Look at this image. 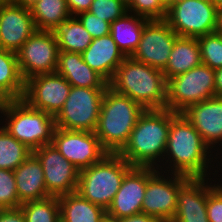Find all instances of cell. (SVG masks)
Returning <instances> with one entry per match:
<instances>
[{"label": "cell", "mask_w": 222, "mask_h": 222, "mask_svg": "<svg viewBox=\"0 0 222 222\" xmlns=\"http://www.w3.org/2000/svg\"><path fill=\"white\" fill-rule=\"evenodd\" d=\"M210 147L182 113L171 111V122L164 159H170L171 174L205 178L211 164ZM209 149V150H208ZM208 150V151H207ZM166 156V157H165ZM172 158V159H171ZM173 162V164H171Z\"/></svg>", "instance_id": "obj_1"}, {"label": "cell", "mask_w": 222, "mask_h": 222, "mask_svg": "<svg viewBox=\"0 0 222 222\" xmlns=\"http://www.w3.org/2000/svg\"><path fill=\"white\" fill-rule=\"evenodd\" d=\"M170 122L171 110L145 109L138 117L129 141L118 154L133 167L157 166L160 170L155 161L164 159Z\"/></svg>", "instance_id": "obj_2"}, {"label": "cell", "mask_w": 222, "mask_h": 222, "mask_svg": "<svg viewBox=\"0 0 222 222\" xmlns=\"http://www.w3.org/2000/svg\"><path fill=\"white\" fill-rule=\"evenodd\" d=\"M108 86L144 109L166 108L167 80L163 71L132 57H126L117 67Z\"/></svg>", "instance_id": "obj_3"}, {"label": "cell", "mask_w": 222, "mask_h": 222, "mask_svg": "<svg viewBox=\"0 0 222 222\" xmlns=\"http://www.w3.org/2000/svg\"><path fill=\"white\" fill-rule=\"evenodd\" d=\"M144 110L128 96L109 86L106 88L95 134L108 153H119L123 149Z\"/></svg>", "instance_id": "obj_4"}, {"label": "cell", "mask_w": 222, "mask_h": 222, "mask_svg": "<svg viewBox=\"0 0 222 222\" xmlns=\"http://www.w3.org/2000/svg\"><path fill=\"white\" fill-rule=\"evenodd\" d=\"M132 168L118 153H108L99 162L79 171L77 192L107 210Z\"/></svg>", "instance_id": "obj_5"}, {"label": "cell", "mask_w": 222, "mask_h": 222, "mask_svg": "<svg viewBox=\"0 0 222 222\" xmlns=\"http://www.w3.org/2000/svg\"><path fill=\"white\" fill-rule=\"evenodd\" d=\"M0 113L7 118L2 127L32 151L52 143L55 116L31 107L24 99L11 100Z\"/></svg>", "instance_id": "obj_6"}, {"label": "cell", "mask_w": 222, "mask_h": 222, "mask_svg": "<svg viewBox=\"0 0 222 222\" xmlns=\"http://www.w3.org/2000/svg\"><path fill=\"white\" fill-rule=\"evenodd\" d=\"M215 97V70L201 64L167 80L166 109L182 113L191 105Z\"/></svg>", "instance_id": "obj_7"}, {"label": "cell", "mask_w": 222, "mask_h": 222, "mask_svg": "<svg viewBox=\"0 0 222 222\" xmlns=\"http://www.w3.org/2000/svg\"><path fill=\"white\" fill-rule=\"evenodd\" d=\"M105 90L71 86L63 108L55 116L56 128L95 132Z\"/></svg>", "instance_id": "obj_8"}, {"label": "cell", "mask_w": 222, "mask_h": 222, "mask_svg": "<svg viewBox=\"0 0 222 222\" xmlns=\"http://www.w3.org/2000/svg\"><path fill=\"white\" fill-rule=\"evenodd\" d=\"M217 11L213 2L182 0L167 9L164 20L178 36L198 38L215 32Z\"/></svg>", "instance_id": "obj_9"}, {"label": "cell", "mask_w": 222, "mask_h": 222, "mask_svg": "<svg viewBox=\"0 0 222 222\" xmlns=\"http://www.w3.org/2000/svg\"><path fill=\"white\" fill-rule=\"evenodd\" d=\"M59 52L54 32L36 30L16 52L23 79L56 72Z\"/></svg>", "instance_id": "obj_10"}, {"label": "cell", "mask_w": 222, "mask_h": 222, "mask_svg": "<svg viewBox=\"0 0 222 222\" xmlns=\"http://www.w3.org/2000/svg\"><path fill=\"white\" fill-rule=\"evenodd\" d=\"M169 178L148 167L142 213L155 217L159 222H171L177 209L178 190L189 179L179 174H172Z\"/></svg>", "instance_id": "obj_11"}, {"label": "cell", "mask_w": 222, "mask_h": 222, "mask_svg": "<svg viewBox=\"0 0 222 222\" xmlns=\"http://www.w3.org/2000/svg\"><path fill=\"white\" fill-rule=\"evenodd\" d=\"M51 144L79 171L99 162L108 154L95 132L56 128Z\"/></svg>", "instance_id": "obj_12"}, {"label": "cell", "mask_w": 222, "mask_h": 222, "mask_svg": "<svg viewBox=\"0 0 222 222\" xmlns=\"http://www.w3.org/2000/svg\"><path fill=\"white\" fill-rule=\"evenodd\" d=\"M32 153L40 161L50 196L60 197L77 192L79 170L52 144L41 146Z\"/></svg>", "instance_id": "obj_13"}, {"label": "cell", "mask_w": 222, "mask_h": 222, "mask_svg": "<svg viewBox=\"0 0 222 222\" xmlns=\"http://www.w3.org/2000/svg\"><path fill=\"white\" fill-rule=\"evenodd\" d=\"M71 84L57 72L35 75L25 81L24 99L31 107L56 116L63 108Z\"/></svg>", "instance_id": "obj_14"}, {"label": "cell", "mask_w": 222, "mask_h": 222, "mask_svg": "<svg viewBox=\"0 0 222 222\" xmlns=\"http://www.w3.org/2000/svg\"><path fill=\"white\" fill-rule=\"evenodd\" d=\"M177 37L178 35L164 19L149 20L131 57L163 71Z\"/></svg>", "instance_id": "obj_15"}, {"label": "cell", "mask_w": 222, "mask_h": 222, "mask_svg": "<svg viewBox=\"0 0 222 222\" xmlns=\"http://www.w3.org/2000/svg\"><path fill=\"white\" fill-rule=\"evenodd\" d=\"M148 182V167H133L106 210L107 218L117 220L142 212Z\"/></svg>", "instance_id": "obj_16"}, {"label": "cell", "mask_w": 222, "mask_h": 222, "mask_svg": "<svg viewBox=\"0 0 222 222\" xmlns=\"http://www.w3.org/2000/svg\"><path fill=\"white\" fill-rule=\"evenodd\" d=\"M36 30L29 8L13 2L0 5V48L16 53Z\"/></svg>", "instance_id": "obj_17"}, {"label": "cell", "mask_w": 222, "mask_h": 222, "mask_svg": "<svg viewBox=\"0 0 222 222\" xmlns=\"http://www.w3.org/2000/svg\"><path fill=\"white\" fill-rule=\"evenodd\" d=\"M182 114L210 149L219 142L222 144V97L215 96L191 105Z\"/></svg>", "instance_id": "obj_18"}, {"label": "cell", "mask_w": 222, "mask_h": 222, "mask_svg": "<svg viewBox=\"0 0 222 222\" xmlns=\"http://www.w3.org/2000/svg\"><path fill=\"white\" fill-rule=\"evenodd\" d=\"M206 178H189L178 190L171 222H209Z\"/></svg>", "instance_id": "obj_19"}, {"label": "cell", "mask_w": 222, "mask_h": 222, "mask_svg": "<svg viewBox=\"0 0 222 222\" xmlns=\"http://www.w3.org/2000/svg\"><path fill=\"white\" fill-rule=\"evenodd\" d=\"M81 54L83 61L108 83L113 78L117 67L126 58L110 34L94 38L89 47Z\"/></svg>", "instance_id": "obj_20"}, {"label": "cell", "mask_w": 222, "mask_h": 222, "mask_svg": "<svg viewBox=\"0 0 222 222\" xmlns=\"http://www.w3.org/2000/svg\"><path fill=\"white\" fill-rule=\"evenodd\" d=\"M16 189L21 204L49 197L44 172L38 158L31 153L14 171Z\"/></svg>", "instance_id": "obj_21"}, {"label": "cell", "mask_w": 222, "mask_h": 222, "mask_svg": "<svg viewBox=\"0 0 222 222\" xmlns=\"http://www.w3.org/2000/svg\"><path fill=\"white\" fill-rule=\"evenodd\" d=\"M56 72L74 87L107 88L108 82L83 61L78 52L60 51Z\"/></svg>", "instance_id": "obj_22"}, {"label": "cell", "mask_w": 222, "mask_h": 222, "mask_svg": "<svg viewBox=\"0 0 222 222\" xmlns=\"http://www.w3.org/2000/svg\"><path fill=\"white\" fill-rule=\"evenodd\" d=\"M202 64L197 38L178 36L173 45L166 68L163 70L166 80L184 74Z\"/></svg>", "instance_id": "obj_23"}, {"label": "cell", "mask_w": 222, "mask_h": 222, "mask_svg": "<svg viewBox=\"0 0 222 222\" xmlns=\"http://www.w3.org/2000/svg\"><path fill=\"white\" fill-rule=\"evenodd\" d=\"M60 222H104L106 210L83 198L78 192L58 197Z\"/></svg>", "instance_id": "obj_24"}, {"label": "cell", "mask_w": 222, "mask_h": 222, "mask_svg": "<svg viewBox=\"0 0 222 222\" xmlns=\"http://www.w3.org/2000/svg\"><path fill=\"white\" fill-rule=\"evenodd\" d=\"M126 13L110 24V35L125 57H131L141 40L147 18Z\"/></svg>", "instance_id": "obj_25"}, {"label": "cell", "mask_w": 222, "mask_h": 222, "mask_svg": "<svg viewBox=\"0 0 222 222\" xmlns=\"http://www.w3.org/2000/svg\"><path fill=\"white\" fill-rule=\"evenodd\" d=\"M30 10L35 27L40 31L54 32L71 17L66 0H38Z\"/></svg>", "instance_id": "obj_26"}, {"label": "cell", "mask_w": 222, "mask_h": 222, "mask_svg": "<svg viewBox=\"0 0 222 222\" xmlns=\"http://www.w3.org/2000/svg\"><path fill=\"white\" fill-rule=\"evenodd\" d=\"M60 51L82 53L91 44L93 38L84 28L77 16H71L55 31Z\"/></svg>", "instance_id": "obj_27"}, {"label": "cell", "mask_w": 222, "mask_h": 222, "mask_svg": "<svg viewBox=\"0 0 222 222\" xmlns=\"http://www.w3.org/2000/svg\"><path fill=\"white\" fill-rule=\"evenodd\" d=\"M0 88L13 100L22 99L25 92L17 54L0 48Z\"/></svg>", "instance_id": "obj_28"}, {"label": "cell", "mask_w": 222, "mask_h": 222, "mask_svg": "<svg viewBox=\"0 0 222 222\" xmlns=\"http://www.w3.org/2000/svg\"><path fill=\"white\" fill-rule=\"evenodd\" d=\"M31 153V149L0 127V169L14 171Z\"/></svg>", "instance_id": "obj_29"}, {"label": "cell", "mask_w": 222, "mask_h": 222, "mask_svg": "<svg viewBox=\"0 0 222 222\" xmlns=\"http://www.w3.org/2000/svg\"><path fill=\"white\" fill-rule=\"evenodd\" d=\"M26 222H60L58 197L49 196L42 200L21 204Z\"/></svg>", "instance_id": "obj_30"}, {"label": "cell", "mask_w": 222, "mask_h": 222, "mask_svg": "<svg viewBox=\"0 0 222 222\" xmlns=\"http://www.w3.org/2000/svg\"><path fill=\"white\" fill-rule=\"evenodd\" d=\"M197 39L202 64L214 70L222 68V35L214 32Z\"/></svg>", "instance_id": "obj_31"}, {"label": "cell", "mask_w": 222, "mask_h": 222, "mask_svg": "<svg viewBox=\"0 0 222 222\" xmlns=\"http://www.w3.org/2000/svg\"><path fill=\"white\" fill-rule=\"evenodd\" d=\"M89 12L111 24L128 13V4L123 0H93Z\"/></svg>", "instance_id": "obj_32"}, {"label": "cell", "mask_w": 222, "mask_h": 222, "mask_svg": "<svg viewBox=\"0 0 222 222\" xmlns=\"http://www.w3.org/2000/svg\"><path fill=\"white\" fill-rule=\"evenodd\" d=\"M16 179L12 170L0 169V209L20 207Z\"/></svg>", "instance_id": "obj_33"}, {"label": "cell", "mask_w": 222, "mask_h": 222, "mask_svg": "<svg viewBox=\"0 0 222 222\" xmlns=\"http://www.w3.org/2000/svg\"><path fill=\"white\" fill-rule=\"evenodd\" d=\"M128 12L147 18L148 20H163L167 9L159 0H130Z\"/></svg>", "instance_id": "obj_34"}, {"label": "cell", "mask_w": 222, "mask_h": 222, "mask_svg": "<svg viewBox=\"0 0 222 222\" xmlns=\"http://www.w3.org/2000/svg\"><path fill=\"white\" fill-rule=\"evenodd\" d=\"M207 217L209 222H222V185H207Z\"/></svg>", "instance_id": "obj_35"}, {"label": "cell", "mask_w": 222, "mask_h": 222, "mask_svg": "<svg viewBox=\"0 0 222 222\" xmlns=\"http://www.w3.org/2000/svg\"><path fill=\"white\" fill-rule=\"evenodd\" d=\"M77 16L93 39L110 34V23L104 19H100L89 11L79 13Z\"/></svg>", "instance_id": "obj_36"}, {"label": "cell", "mask_w": 222, "mask_h": 222, "mask_svg": "<svg viewBox=\"0 0 222 222\" xmlns=\"http://www.w3.org/2000/svg\"><path fill=\"white\" fill-rule=\"evenodd\" d=\"M0 222H26L21 207L0 209Z\"/></svg>", "instance_id": "obj_37"}, {"label": "cell", "mask_w": 222, "mask_h": 222, "mask_svg": "<svg viewBox=\"0 0 222 222\" xmlns=\"http://www.w3.org/2000/svg\"><path fill=\"white\" fill-rule=\"evenodd\" d=\"M92 2L93 0H66L71 16H77L79 13L89 11Z\"/></svg>", "instance_id": "obj_38"}, {"label": "cell", "mask_w": 222, "mask_h": 222, "mask_svg": "<svg viewBox=\"0 0 222 222\" xmlns=\"http://www.w3.org/2000/svg\"><path fill=\"white\" fill-rule=\"evenodd\" d=\"M115 222H159L155 217L147 215L146 213H138L129 217L114 220Z\"/></svg>", "instance_id": "obj_39"}, {"label": "cell", "mask_w": 222, "mask_h": 222, "mask_svg": "<svg viewBox=\"0 0 222 222\" xmlns=\"http://www.w3.org/2000/svg\"><path fill=\"white\" fill-rule=\"evenodd\" d=\"M215 96L222 97V68L215 70Z\"/></svg>", "instance_id": "obj_40"}, {"label": "cell", "mask_w": 222, "mask_h": 222, "mask_svg": "<svg viewBox=\"0 0 222 222\" xmlns=\"http://www.w3.org/2000/svg\"><path fill=\"white\" fill-rule=\"evenodd\" d=\"M37 1L38 0H13V3L30 9Z\"/></svg>", "instance_id": "obj_41"}, {"label": "cell", "mask_w": 222, "mask_h": 222, "mask_svg": "<svg viewBox=\"0 0 222 222\" xmlns=\"http://www.w3.org/2000/svg\"><path fill=\"white\" fill-rule=\"evenodd\" d=\"M215 32L222 35V8H219L217 11V26Z\"/></svg>", "instance_id": "obj_42"}, {"label": "cell", "mask_w": 222, "mask_h": 222, "mask_svg": "<svg viewBox=\"0 0 222 222\" xmlns=\"http://www.w3.org/2000/svg\"><path fill=\"white\" fill-rule=\"evenodd\" d=\"M12 99L0 88V108L10 102Z\"/></svg>", "instance_id": "obj_43"}, {"label": "cell", "mask_w": 222, "mask_h": 222, "mask_svg": "<svg viewBox=\"0 0 222 222\" xmlns=\"http://www.w3.org/2000/svg\"><path fill=\"white\" fill-rule=\"evenodd\" d=\"M159 1L166 9H168L171 6V0H159Z\"/></svg>", "instance_id": "obj_44"}, {"label": "cell", "mask_w": 222, "mask_h": 222, "mask_svg": "<svg viewBox=\"0 0 222 222\" xmlns=\"http://www.w3.org/2000/svg\"><path fill=\"white\" fill-rule=\"evenodd\" d=\"M213 3L216 5V7L222 8V0H213Z\"/></svg>", "instance_id": "obj_45"}, {"label": "cell", "mask_w": 222, "mask_h": 222, "mask_svg": "<svg viewBox=\"0 0 222 222\" xmlns=\"http://www.w3.org/2000/svg\"><path fill=\"white\" fill-rule=\"evenodd\" d=\"M13 0H0V5L2 4H8V3H12Z\"/></svg>", "instance_id": "obj_46"}, {"label": "cell", "mask_w": 222, "mask_h": 222, "mask_svg": "<svg viewBox=\"0 0 222 222\" xmlns=\"http://www.w3.org/2000/svg\"><path fill=\"white\" fill-rule=\"evenodd\" d=\"M179 1H182V0H171V5H173V4H175V3L179 2Z\"/></svg>", "instance_id": "obj_47"}, {"label": "cell", "mask_w": 222, "mask_h": 222, "mask_svg": "<svg viewBox=\"0 0 222 222\" xmlns=\"http://www.w3.org/2000/svg\"><path fill=\"white\" fill-rule=\"evenodd\" d=\"M104 222H115V221L107 218Z\"/></svg>", "instance_id": "obj_48"}, {"label": "cell", "mask_w": 222, "mask_h": 222, "mask_svg": "<svg viewBox=\"0 0 222 222\" xmlns=\"http://www.w3.org/2000/svg\"><path fill=\"white\" fill-rule=\"evenodd\" d=\"M123 1L126 2V3L128 4L130 0H123Z\"/></svg>", "instance_id": "obj_49"}, {"label": "cell", "mask_w": 222, "mask_h": 222, "mask_svg": "<svg viewBox=\"0 0 222 222\" xmlns=\"http://www.w3.org/2000/svg\"><path fill=\"white\" fill-rule=\"evenodd\" d=\"M203 1H207V2H213V0H203Z\"/></svg>", "instance_id": "obj_50"}]
</instances>
